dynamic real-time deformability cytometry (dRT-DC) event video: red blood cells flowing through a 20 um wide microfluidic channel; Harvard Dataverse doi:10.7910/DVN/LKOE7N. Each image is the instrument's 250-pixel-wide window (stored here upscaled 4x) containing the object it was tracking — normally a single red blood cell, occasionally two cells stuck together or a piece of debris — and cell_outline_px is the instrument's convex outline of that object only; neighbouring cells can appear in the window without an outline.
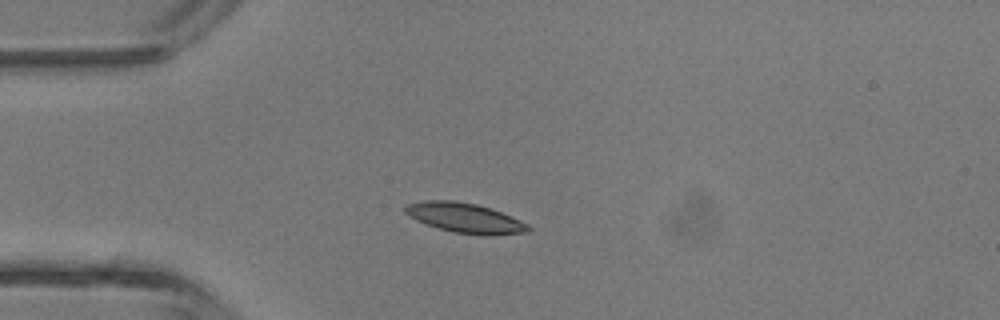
{"species": "common noctule bat (a hibernating species)", "species_latin": "Nyctalus noctula", "temperature_condition": "room temperature", "stored_images_in_passage": 4, "camera_frame_rate_fps": 3000, "um_per_image_px": 0.085, "animal": {"sex": "male", "body_mass_g": 13.3}, "frame": {"image": 1, "passage_image": 3, "time_ms": 2.333, "image_size_px": [1000, 320], "cell_outline_px": [[532, 228], [528, 232], [452, 232], [416, 220], [408, 216], [404, 212], [404, 208], [408, 204], [424, 200], [456, 200], [476, 204], [500, 212], [520, 220], [528, 224]], "centroid_in_image_um": [39.41, 18.45], "position_along_channel_um": 45.6, "area_um2": 20.23}}